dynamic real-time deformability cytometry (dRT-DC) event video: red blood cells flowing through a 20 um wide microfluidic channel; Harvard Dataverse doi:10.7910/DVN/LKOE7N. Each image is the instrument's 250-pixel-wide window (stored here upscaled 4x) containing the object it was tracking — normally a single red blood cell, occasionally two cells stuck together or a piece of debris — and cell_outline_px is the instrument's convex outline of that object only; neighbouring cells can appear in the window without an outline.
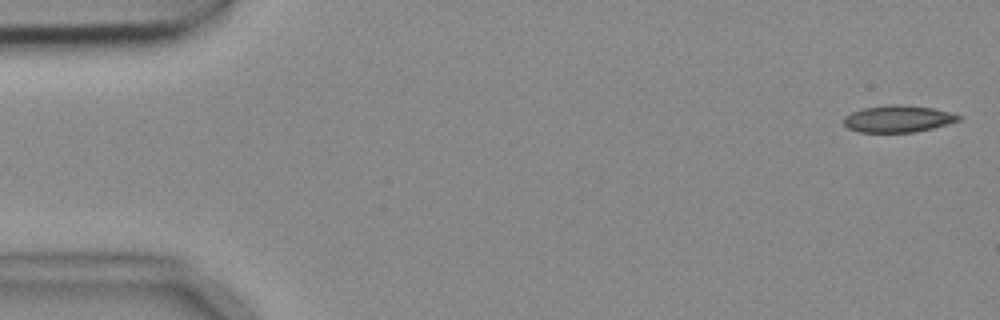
{"species": "common noctule bat (a hibernating species)", "species_latin": "Nyctalus noctula", "temperature_condition": "cold", "stored_images_in_passage": 4, "camera_frame_rate_fps": 3000, "um_per_image_px": 0.085, "animal": {"sex": "female", "body_mass_g": 18.4}, "frame": {"image": 1, "passage_image": 1, "time_ms": 0.0, "image_size_px": [1000, 320], "cell_outline_px": [[960, 120], [948, 124], [916, 132], [860, 132], [848, 128], [844, 124], [844, 116], [852, 112], [864, 108], [892, 104], [904, 104], [932, 108], [948, 112], [960, 116]], "centroid_in_image_um": [76.32, 10.1], "position_along_channel_um": 8.7, "area_um2": 17.86}}
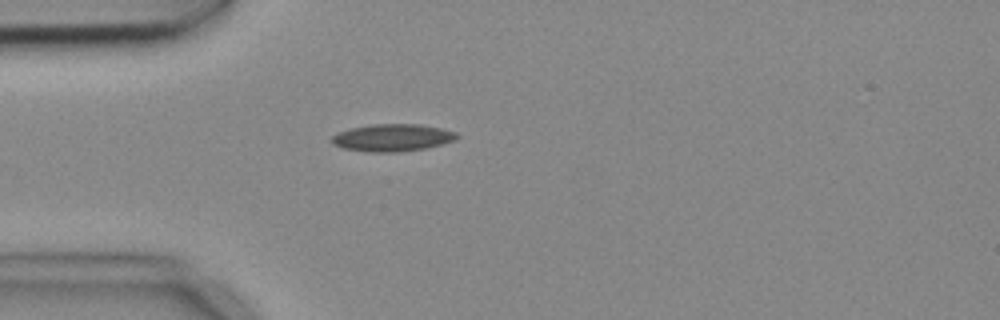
{"frame": {"image": 2, "passage_image": 4, "time_ms": 1.0, "image_size_px": [1000, 320], "cell_outline_px": [[460, 136], [456, 140], [424, 148], [396, 152], [372, 152], [344, 148], [332, 144], [332, 136], [340, 132], [352, 128], [376, 124], [420, 124], [440, 128], [456, 132]], "centroid_in_image_um": [33.39, 11.7], "position_along_channel_um": 51.6, "area_um2": 19.59}}